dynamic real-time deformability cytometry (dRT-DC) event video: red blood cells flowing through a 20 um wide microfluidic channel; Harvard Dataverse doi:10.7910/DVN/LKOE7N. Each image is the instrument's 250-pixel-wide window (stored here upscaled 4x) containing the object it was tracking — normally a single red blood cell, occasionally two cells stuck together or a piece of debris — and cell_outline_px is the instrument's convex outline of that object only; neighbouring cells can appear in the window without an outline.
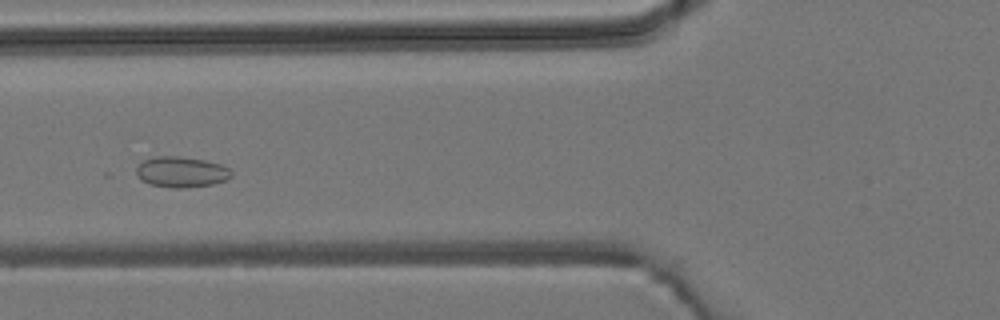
{"species": "common noctule bat (a hibernating species)", "species_latin": "Nyctalus noctula", "temperature_condition": "room temperature", "stored_images_in_passage": 5, "camera_frame_rate_fps": 3000, "um_per_image_px": 0.085, "animal": {"sex": "male", "body_mass_g": 19.2, "forearm_length_mm": 51.8}, "frame": {"image": 1, "passage_image": 4, "time_ms": 4.333, "image_size_px": [1000, 320], "cell_outline_px": [[232, 176], [228, 180], [212, 184], [184, 188], [172, 188], [152, 184], [140, 180], [136, 176], [136, 168], [144, 160], [156, 156], [176, 156], [204, 160], [220, 164], [228, 168], [232, 172]], "centroid_in_image_um": [15.41, 14.62], "position_along_channel_um": 110.4, "area_um2": 16.99}}
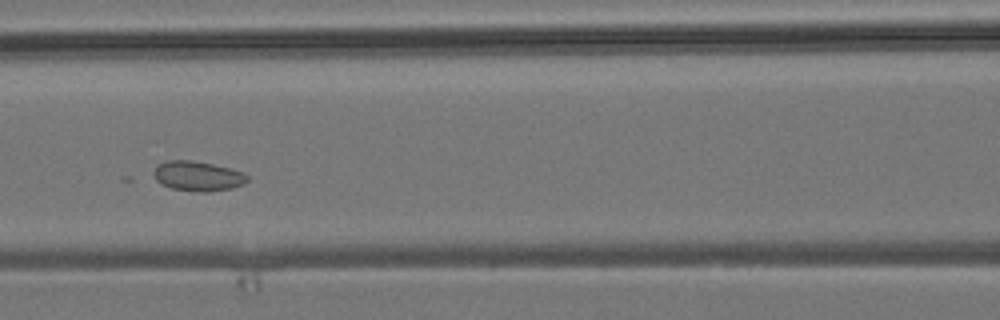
{"frame": {"image": 2, "passage_image": 5, "time_ms": 5.333, "image_size_px": [1000, 320], "cell_outline_px": [[248, 180], [244, 184], [232, 188], [208, 192], [192, 192], [172, 188], [160, 184], [156, 180], [152, 172], [160, 164], [168, 160], [192, 160], [212, 164], [244, 172], [248, 176]], "centroid_in_image_um": [16.81, 14.98], "position_along_channel_um": 149.8, "area_um2": 16.36}}